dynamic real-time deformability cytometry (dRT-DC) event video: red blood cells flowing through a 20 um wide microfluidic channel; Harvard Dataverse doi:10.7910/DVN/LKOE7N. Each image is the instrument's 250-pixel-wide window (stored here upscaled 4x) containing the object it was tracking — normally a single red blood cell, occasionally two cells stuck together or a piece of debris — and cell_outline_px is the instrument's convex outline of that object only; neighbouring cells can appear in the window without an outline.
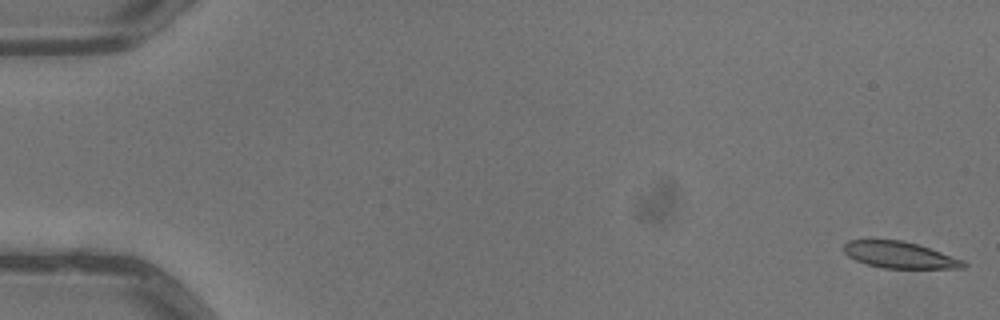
{"species": "common noctule bat (a hibernating species)", "species_latin": "Nyctalus noctula", "temperature_condition": "warm", "stored_images_in_passage": 5, "camera_frame_rate_fps": 3000, "um_per_image_px": 0.085, "animal": {"sex": "male", "body_mass_g": 13.3}, "frame": {"image": 1, "passage_image": 1, "time_ms": 0.0, "image_size_px": [1000, 320], "cell_outline_px": [[968, 264], [964, 268], [880, 268], [856, 260], [848, 256], [844, 252], [844, 244], [848, 240], [904, 240], [920, 244], [964, 260]], "centroid_in_image_um": [76.5, 21.66], "position_along_channel_um": 8.5, "area_um2": 18.61}}
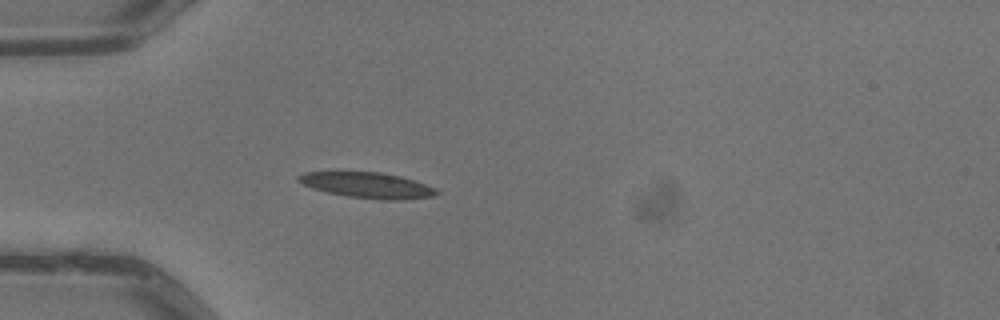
{"frame": {"image": 2, "passage_image": 5, "time_ms": 1.333, "image_size_px": [1000, 320], "cell_outline_px": [[440, 192], [436, 196], [404, 200], [380, 200], [348, 196], [328, 192], [312, 188], [296, 180], [296, 176], [304, 172], [380, 172], [400, 176], [436, 188]], "centroid_in_image_um": [31.25, 15.75], "position_along_channel_um": 53.7, "area_um2": 20.63}}